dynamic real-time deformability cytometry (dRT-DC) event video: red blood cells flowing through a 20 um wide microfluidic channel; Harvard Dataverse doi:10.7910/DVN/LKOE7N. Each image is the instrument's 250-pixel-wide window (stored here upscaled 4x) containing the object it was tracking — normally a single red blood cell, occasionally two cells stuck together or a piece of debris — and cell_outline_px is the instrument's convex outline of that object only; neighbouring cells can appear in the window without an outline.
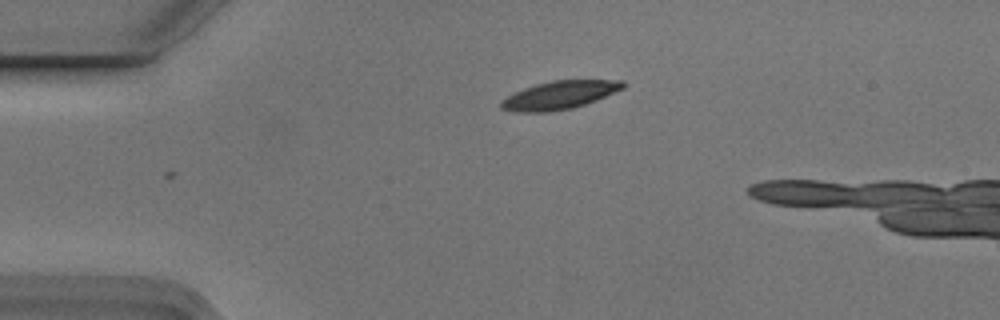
{"species": "Egyptian fruit bat (a non-hibernating species)", "species_latin": "Rousettus aegyptiacus", "temperature_condition": "cold", "stored_images_in_passage": 6, "camera_frame_rate_fps": 3000, "um_per_image_px": 0.085, "animal": {"sex": "male"}, "frame": {"image": 1, "passage_image": 4, "time_ms": 1.0, "image_size_px": [1000, 320], "cell_outline_px": [[624, 88], [596, 100], [572, 108], [548, 112], [516, 112], [500, 108], [500, 104], [508, 96], [524, 88], [536, 84], [552, 80], [624, 80]], "centroid_in_image_um": [47.57, 8.08], "position_along_channel_um": 37.4, "area_um2": 19.77}}